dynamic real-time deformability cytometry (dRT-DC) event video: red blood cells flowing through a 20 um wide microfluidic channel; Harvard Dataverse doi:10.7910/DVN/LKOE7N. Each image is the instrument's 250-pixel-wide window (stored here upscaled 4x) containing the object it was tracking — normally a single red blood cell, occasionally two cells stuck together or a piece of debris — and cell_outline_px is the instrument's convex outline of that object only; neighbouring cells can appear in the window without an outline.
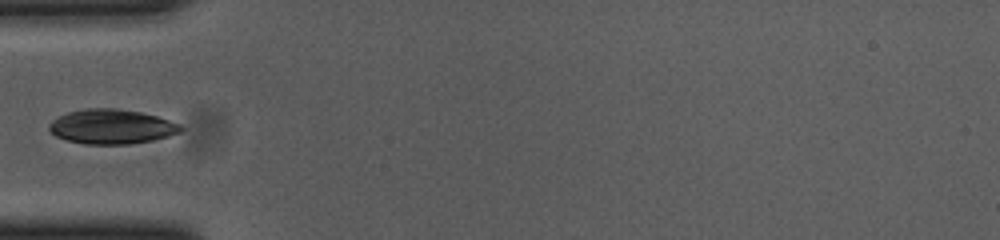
{"species": "common noctule bat (a hibernating species)", "species_latin": "Nyctalus noctula", "temperature_condition": "cold", "stored_images_in_passage": 38, "camera_frame_rate_fps": 3000, "um_per_image_px": 0.085, "animal": {"sex": "female", "body_mass_g": 23.0, "forearm_length_mm": 53.4}, "frame": {"image": 1, "passage_image": 1, "time_ms": 0.0, "image_size_px": [1000, 240], "cell_outline_px": [[184, 128], [180, 132], [168, 136], [152, 140], [128, 144], [84, 144], [68, 140], [56, 136], [48, 128], [52, 120], [68, 112], [88, 108], [116, 108], [140, 112], [156, 116], [180, 124]], "centroid_in_image_um": [9.49, 10.76], "position_along_channel_um": 75.5, "area_um2": 26.3}}
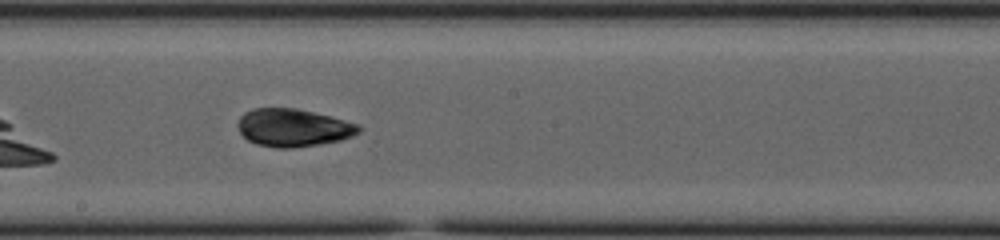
{"frame": {"image": 2, "passage_image": 13, "time_ms": 4.0, "image_size_px": [1000, 240], "cell_outline_px": [[360, 132], [352, 136], [340, 140], [292, 148], [276, 148], [256, 144], [248, 140], [240, 132], [236, 124], [240, 116], [244, 112], [252, 108], [296, 108], [360, 124]], "centroid_in_image_um": [24.88, 10.85], "position_along_channel_um": 223.3, "area_um2": 26.53}}
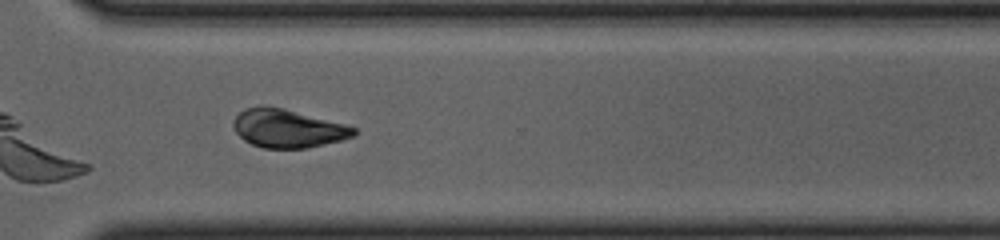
{"frame": {"image": 3, "passage_image": 23, "time_ms": 7.333, "image_size_px": [1000, 240], "cell_outline_px": [[356, 132], [352, 136], [340, 140], [308, 148], [264, 148], [252, 144], [244, 140], [236, 132], [232, 124], [232, 120], [244, 108], [284, 108], [344, 124], [356, 128]], "centroid_in_image_um": [24.44, 10.94], "position_along_channel_um": 346.2, "area_um2": 26.3}}